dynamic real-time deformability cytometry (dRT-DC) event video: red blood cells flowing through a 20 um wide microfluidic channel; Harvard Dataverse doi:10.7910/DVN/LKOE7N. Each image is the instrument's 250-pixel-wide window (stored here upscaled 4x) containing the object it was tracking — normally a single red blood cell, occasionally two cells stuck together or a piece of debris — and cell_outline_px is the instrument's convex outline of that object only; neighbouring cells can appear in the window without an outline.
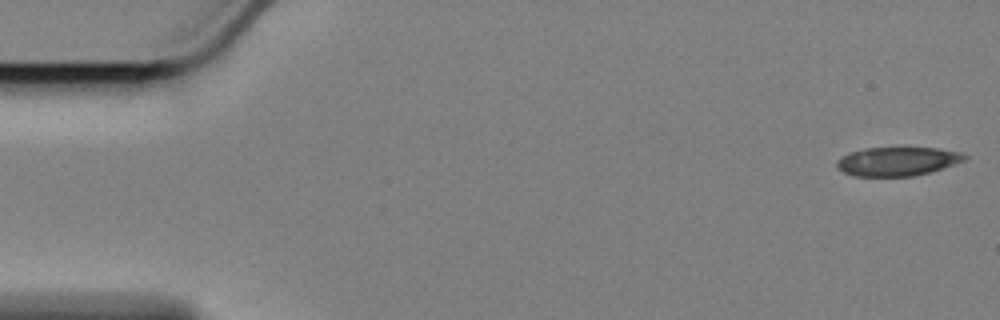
{"species": "Egyptian fruit bat (a non-hibernating species)", "species_latin": "Rousettus aegyptiacus", "temperature_condition": "cold", "stored_images_in_passage": 22, "camera_frame_rate_fps": 3000, "um_per_image_px": 0.085, "animal": {"sex": "female"}, "frame": {"image": 1, "passage_image": 1, "time_ms": 0.0, "image_size_px": [1000, 320], "cell_outline_px": [[968, 156], [964, 160], [928, 172], [912, 176], [852, 176], [836, 168], [836, 160], [840, 156], [848, 152], [864, 148], [936, 148], [960, 152]], "centroid_in_image_um": [76.18, 13.71], "position_along_channel_um": 8.8, "area_um2": 21.33}}
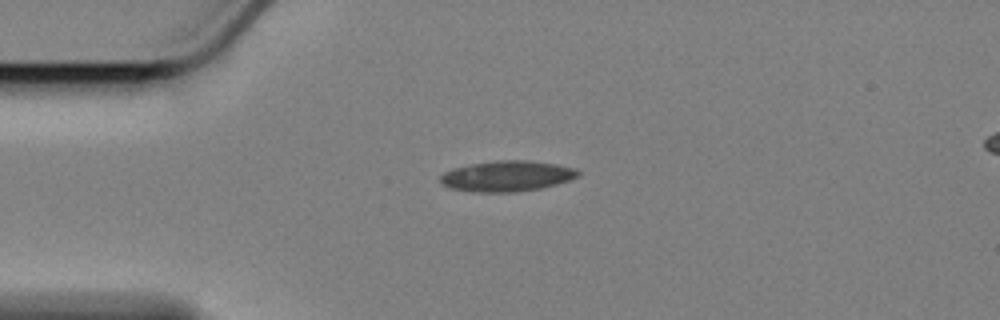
{"frame": {"image": 2, "passage_image": 13, "time_ms": 4.0, "image_size_px": [1000, 320], "cell_outline_px": [[580, 176], [556, 184], [540, 188], [512, 192], [472, 192], [452, 188], [440, 184], [440, 176], [444, 172], [452, 168], [472, 164], [500, 160], [528, 160], [556, 164], [572, 168], [580, 172]], "centroid_in_image_um": [43.06, 14.97], "position_along_channel_um": 41.9, "area_um2": 24.45}}